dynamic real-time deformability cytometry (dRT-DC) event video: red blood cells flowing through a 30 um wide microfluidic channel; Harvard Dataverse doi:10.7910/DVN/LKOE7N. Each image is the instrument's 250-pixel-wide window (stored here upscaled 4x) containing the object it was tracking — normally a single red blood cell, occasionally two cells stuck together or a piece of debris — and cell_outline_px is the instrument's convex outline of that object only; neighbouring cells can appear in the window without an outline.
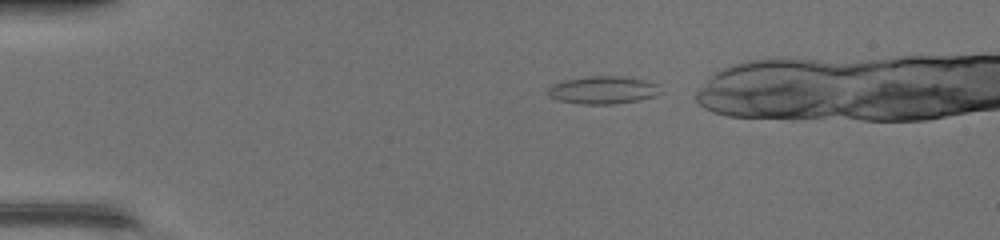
{"species": "common noctule bat (a hibernating species)", "species_latin": "Nyctalus noctula", "temperature_condition": "warm", "stored_images_in_passage": 34, "camera_frame_rate_fps": 3000, "um_per_image_px": 0.085, "animal": {"sex": "female", "body_mass_g": 17.0, "forearm_length_mm": 48.0}, "frame": {"image": 1, "passage_image": 3, "time_ms": 0.667, "image_size_px": [1000, 240], "cell_outline_px": [[664, 92], [656, 96], [640, 100], [612, 104], [580, 104], [556, 100], [548, 96], [548, 88], [552, 84], [564, 80], [588, 76], [616, 76], [648, 80], [660, 84]], "centroid_in_image_um": [51.31, 7.65], "position_along_channel_um": 33.7, "area_um2": 18.61}}
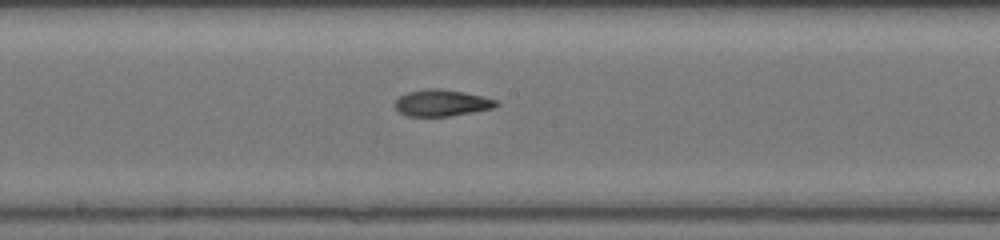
{"frame": {"image": 2, "passage_image": 19, "time_ms": 6.0, "image_size_px": [1000, 240], "cell_outline_px": [[500, 104], [492, 108], [472, 112], [448, 116], [408, 116], [400, 112], [396, 108], [396, 100], [400, 96], [408, 92], [428, 88], [440, 88], [464, 92], [496, 100]], "centroid_in_image_um": [37.54, 8.74], "position_along_channel_um": 210.7, "area_um2": 15.43}}
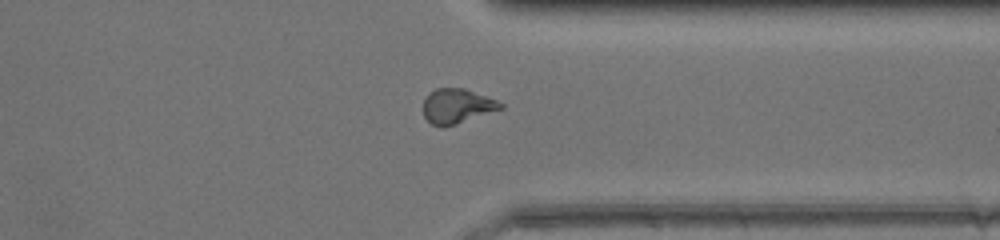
{"frame": {"image": 3, "passage_image": 30, "time_ms": 9.667, "image_size_px": [1000, 240], "cell_outline_px": [[504, 108], [456, 124], [440, 128], [432, 124], [424, 116], [424, 100], [428, 92], [436, 88], [464, 88], [496, 100], [504, 104]], "centroid_in_image_um": [38.83, 9.02], "position_along_channel_um": 372.6, "area_um2": 15.61}}